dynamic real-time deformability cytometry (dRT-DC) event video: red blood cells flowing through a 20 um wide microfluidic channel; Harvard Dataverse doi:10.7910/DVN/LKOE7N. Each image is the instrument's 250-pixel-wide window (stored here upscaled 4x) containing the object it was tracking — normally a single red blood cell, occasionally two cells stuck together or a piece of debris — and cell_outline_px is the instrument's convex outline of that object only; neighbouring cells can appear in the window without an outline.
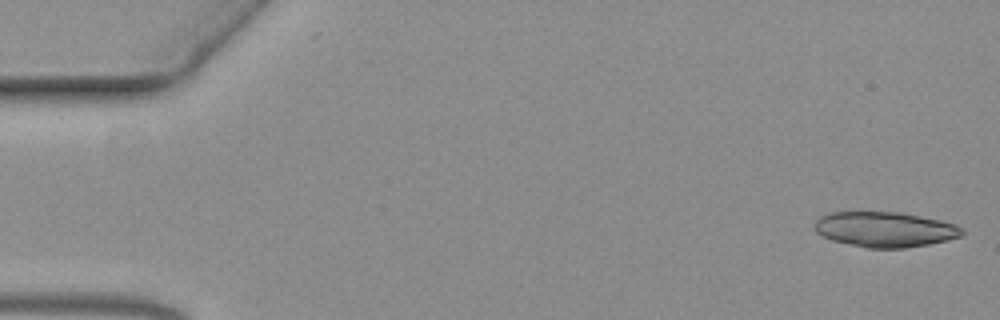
{"species": "common noctule bat (a hibernating species)", "species_latin": "Nyctalus noctula", "temperature_condition": "warm", "stored_images_in_passage": 38, "camera_frame_rate_fps": 3000, "um_per_image_px": 0.085, "animal": {"sex": "female", "body_mass_g": 19.3, "forearm_length_mm": 54.1}, "frame": {"image": 1, "passage_image": 1, "time_ms": 0.0, "image_size_px": [1000, 320], "cell_outline_px": [[964, 232], [960, 236], [928, 244], [904, 248], [868, 248], [832, 240], [816, 232], [812, 228], [816, 220], [820, 216], [828, 212], [904, 212], [940, 220], [956, 224], [964, 228]], "centroid_in_image_um": [75.2, 19.48], "position_along_channel_um": 9.8, "area_um2": 30.35}}
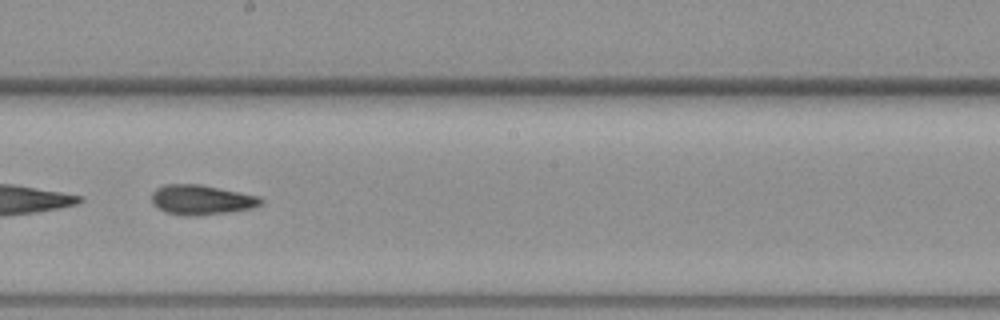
{"frame": {"image": 2, "passage_image": 33, "time_ms": 10.667, "image_size_px": [1000, 320], "cell_outline_px": [[264, 204], [252, 208], [196, 216], [184, 216], [164, 212], [156, 208], [152, 204], [152, 192], [156, 188], [164, 184], [200, 184], [260, 196], [264, 200]], "centroid_in_image_um": [17.1, 16.98], "position_along_channel_um": 231.1, "area_um2": 19.19}}